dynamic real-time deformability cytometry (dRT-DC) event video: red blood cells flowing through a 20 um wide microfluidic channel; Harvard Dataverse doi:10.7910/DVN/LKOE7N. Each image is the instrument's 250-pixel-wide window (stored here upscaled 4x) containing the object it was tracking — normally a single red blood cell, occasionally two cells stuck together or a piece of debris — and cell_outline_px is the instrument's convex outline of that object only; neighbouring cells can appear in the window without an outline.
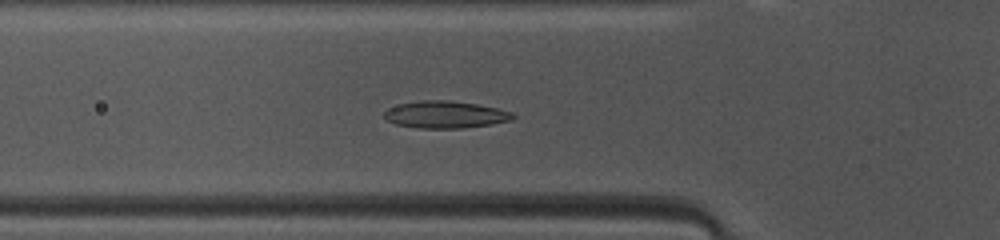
{"species": "common noctule bat (a hibernating species)", "species_latin": "Nyctalus noctula", "temperature_condition": "warm", "stored_images_in_passage": 36, "camera_frame_rate_fps": 3000, "um_per_image_px": 0.085, "animal": {"sex": "female", "body_mass_g": 10.0, "forearm_length_mm": 53.1}, "frame": {"image": 1, "passage_image": 2, "time_ms": 0.333, "image_size_px": [1000, 240], "cell_outline_px": [[516, 116], [512, 120], [488, 124], [460, 128], [420, 128], [396, 124], [388, 120], [384, 116], [384, 112], [388, 108], [400, 104], [424, 100], [448, 100], [476, 104], [496, 108], [512, 112]], "centroid_in_image_um": [37.85, 9.73], "position_along_channel_um": 87.9, "area_um2": 20.0}}
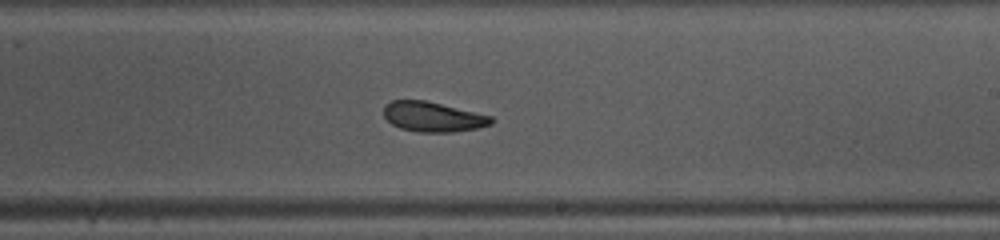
{"frame": {"image": 2, "passage_image": 14, "time_ms": 4.333, "image_size_px": [1000, 240], "cell_outline_px": [[496, 120], [492, 124], [476, 128], [452, 132], [420, 132], [400, 128], [392, 124], [384, 116], [384, 104], [392, 100], [424, 100], [492, 116]], "centroid_in_image_um": [36.8, 9.93], "position_along_channel_um": 252.2, "area_um2": 18.67}}
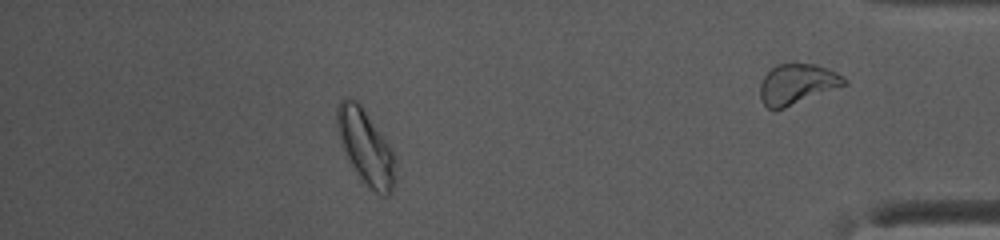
{"frame": {"image": 3, "passage_image": 29, "time_ms": 9.333, "image_size_px": [1000, 240], "cell_outline_px": [[396, 184], [388, 196], [384, 196], [376, 192], [356, 172], [340, 140], [336, 124], [336, 108], [340, 100], [348, 96], [352, 96], [360, 104], [388, 144], [396, 156]], "centroid_in_image_um": [31.11, 12.46], "position_along_channel_um": 404.1, "area_um2": 25.03}}